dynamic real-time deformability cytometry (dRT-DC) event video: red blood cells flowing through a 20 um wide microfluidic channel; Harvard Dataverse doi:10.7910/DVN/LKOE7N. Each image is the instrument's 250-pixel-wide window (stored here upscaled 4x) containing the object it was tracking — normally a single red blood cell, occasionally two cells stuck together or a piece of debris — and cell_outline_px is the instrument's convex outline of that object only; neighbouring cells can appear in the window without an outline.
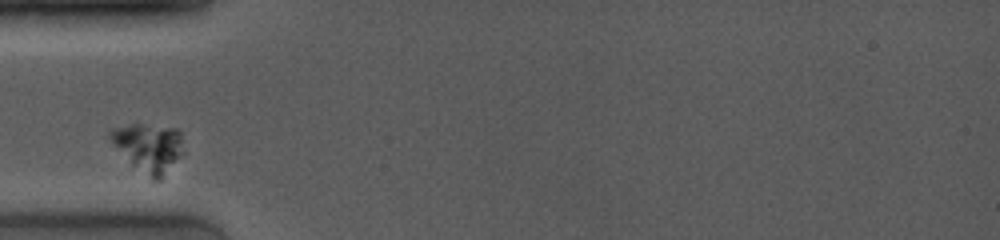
{"species": "common noctule bat (a hibernating species)", "species_latin": "Nyctalus noctula", "temperature_condition": "room temperature", "stored_images_in_passage": 25, "camera_frame_rate_fps": 4000, "um_per_image_px": 0.085, "animal": {"sex": "female", "body_mass_g": 19.0, "forearm_length_mm": 53.3}, "frame": {"image": 1, "passage_image": 3, "time_ms": 1.0, "image_size_px": [1000, 240], "cell_outline_px": [[180, 152], [160, 180], [152, 180], [132, 164], [112, 144], [108, 136], [108, 128], [132, 124], [140, 124], [176, 128], [180, 132]], "centroid_in_image_um": [12.52, 12.5], "position_along_channel_um": 72.5, "area_um2": 20.0}}
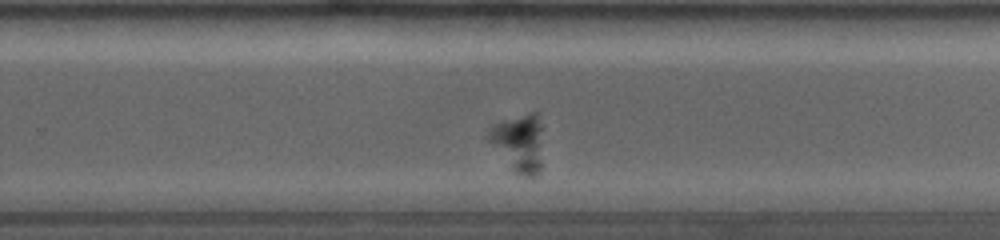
{"frame": {"image": 2, "passage_image": 17, "time_ms": 6.75, "image_size_px": [1000, 240], "cell_outline_px": [[544, 128], [540, 172], [536, 176], [524, 176], [516, 172], [512, 168], [484, 136], [492, 124], [528, 112], [540, 112]], "centroid_in_image_um": [44.16, 12.07], "position_along_channel_um": 285.6, "area_um2": 18.96}}
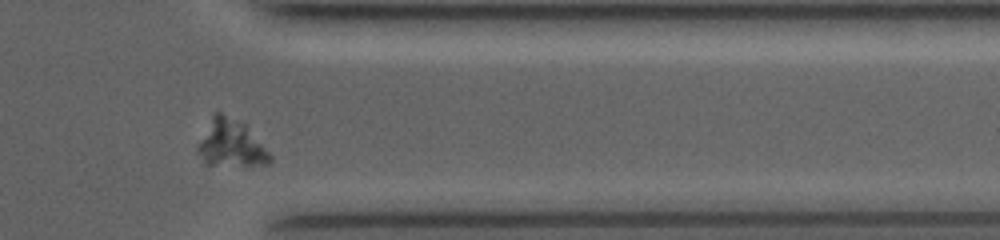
{"frame": {"image": 3, "passage_image": 24, "time_ms": 9.5, "image_size_px": [1000, 240], "cell_outline_px": [[272, 160], [268, 164], [204, 164], [196, 148], [212, 116], [216, 112], [220, 112], [244, 124], [272, 156]], "centroid_in_image_um": [19.61, 12.2], "position_along_channel_um": 391.8, "area_um2": 18.96}}